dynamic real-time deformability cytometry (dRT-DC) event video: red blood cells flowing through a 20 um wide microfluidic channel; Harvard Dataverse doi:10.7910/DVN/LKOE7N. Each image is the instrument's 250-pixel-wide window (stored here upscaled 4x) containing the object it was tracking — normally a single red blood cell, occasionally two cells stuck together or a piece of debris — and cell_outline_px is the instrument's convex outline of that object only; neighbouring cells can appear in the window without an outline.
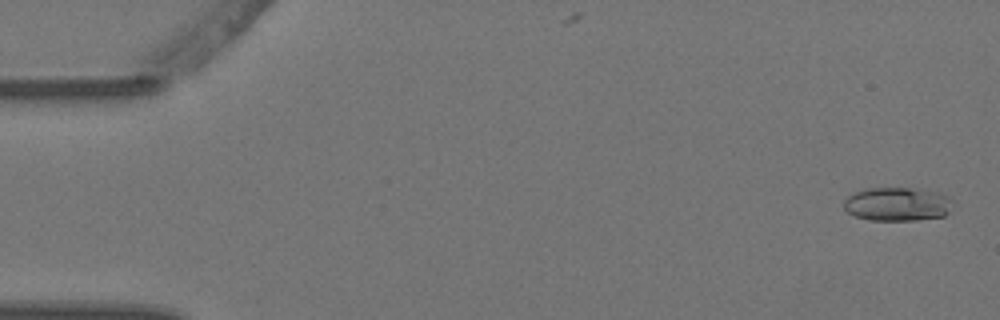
{"species": "Egyptian fruit bat (a non-hibernating species)", "species_latin": "Rousettus aegyptiacus", "temperature_condition": "warm", "stored_images_in_passage": 6, "camera_frame_rate_fps": 3000, "um_per_image_px": 0.085, "animal": {"sex": "female"}, "frame": {"image": 1, "passage_image": 1, "time_ms": 0.0, "image_size_px": [1000, 320], "cell_outline_px": [[952, 200], [948, 212], [944, 216], [916, 220], [868, 220], [856, 216], [848, 212], [844, 208], [844, 200], [848, 196], [864, 188], [924, 188], [940, 192], [948, 196]], "centroid_in_image_um": [76.29, 17.33], "position_along_channel_um": 8.7, "area_um2": 21.56}}